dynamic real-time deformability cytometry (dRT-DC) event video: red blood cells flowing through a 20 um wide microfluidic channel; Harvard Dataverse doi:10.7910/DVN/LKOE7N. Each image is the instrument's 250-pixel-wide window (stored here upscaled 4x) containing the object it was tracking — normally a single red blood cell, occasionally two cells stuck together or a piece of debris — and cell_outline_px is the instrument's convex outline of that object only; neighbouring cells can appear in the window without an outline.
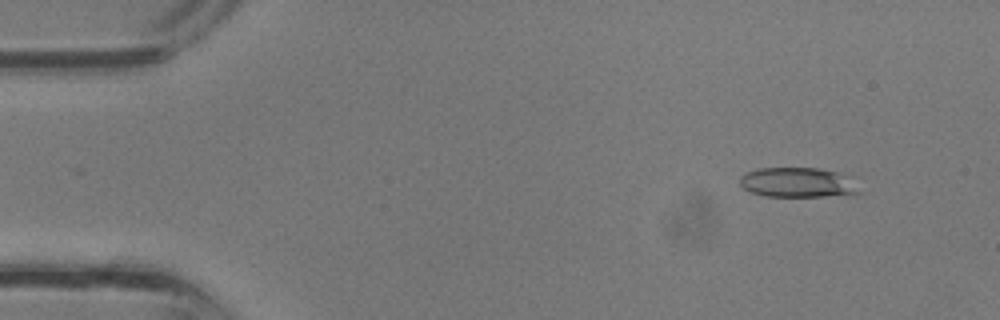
{"species": "common noctule bat (a hibernating species)", "species_latin": "Nyctalus noctula", "temperature_condition": "room temperature", "stored_images_in_passage": 33, "camera_frame_rate_fps": 3000, "um_per_image_px": 0.085, "animal": {"sex": "male", "body_mass_g": 13.3}, "frame": {"image": 1, "passage_image": 3, "time_ms": 0.667, "image_size_px": [1000, 320], "cell_outline_px": [[860, 192], [824, 196], [764, 196], [752, 192], [744, 188], [740, 184], [740, 176], [748, 172], [760, 168], [820, 168], [840, 172], [852, 176]], "centroid_in_image_um": [67.83, 15.49], "position_along_channel_um": 17.2, "area_um2": 20.69}}
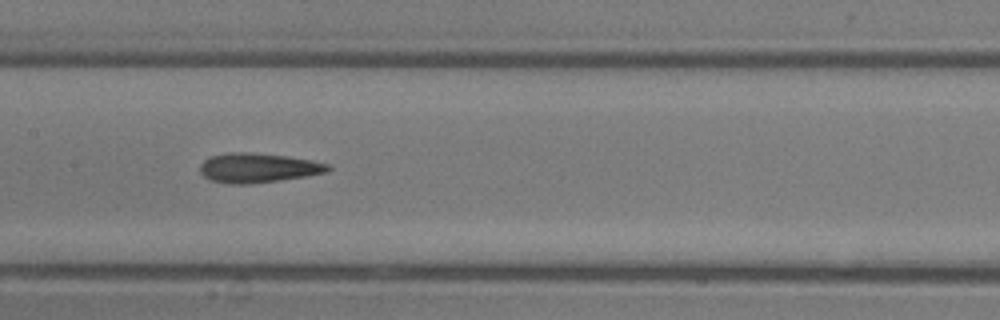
{"frame": {"image": 2, "passage_image": 17, "time_ms": 5.333, "image_size_px": [1000, 320], "cell_outline_px": [[332, 168], [328, 172], [308, 176], [280, 180], [248, 184], [228, 184], [212, 180], [204, 176], [200, 172], [200, 164], [204, 160], [212, 156], [228, 152], [248, 152], [284, 156], [312, 160], [328, 164]], "centroid_in_image_um": [21.94, 14.27], "position_along_channel_um": 185.5, "area_um2": 21.96}}
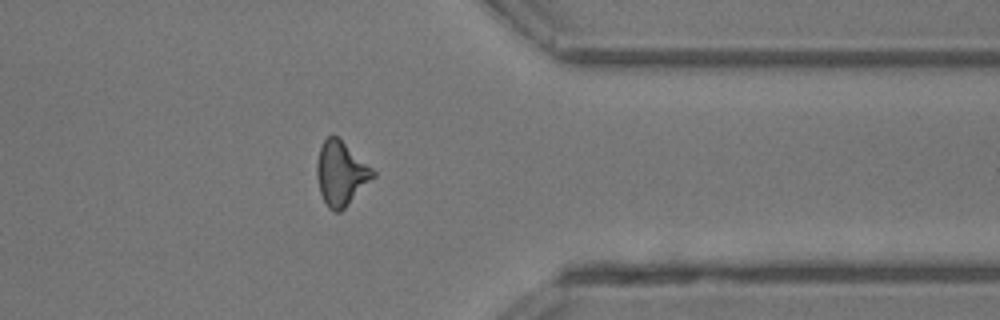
{"frame": {"image": 3, "passage_image": 28, "time_ms": 9.0, "image_size_px": [1000, 320], "cell_outline_px": [[376, 176], [340, 212], [332, 212], [328, 208], [320, 192], [316, 176], [316, 164], [320, 148], [324, 140], [332, 132], [372, 168], [376, 172]], "centroid_in_image_um": [28.97, 14.75], "position_along_channel_um": 382.4, "area_um2": 20.87}}